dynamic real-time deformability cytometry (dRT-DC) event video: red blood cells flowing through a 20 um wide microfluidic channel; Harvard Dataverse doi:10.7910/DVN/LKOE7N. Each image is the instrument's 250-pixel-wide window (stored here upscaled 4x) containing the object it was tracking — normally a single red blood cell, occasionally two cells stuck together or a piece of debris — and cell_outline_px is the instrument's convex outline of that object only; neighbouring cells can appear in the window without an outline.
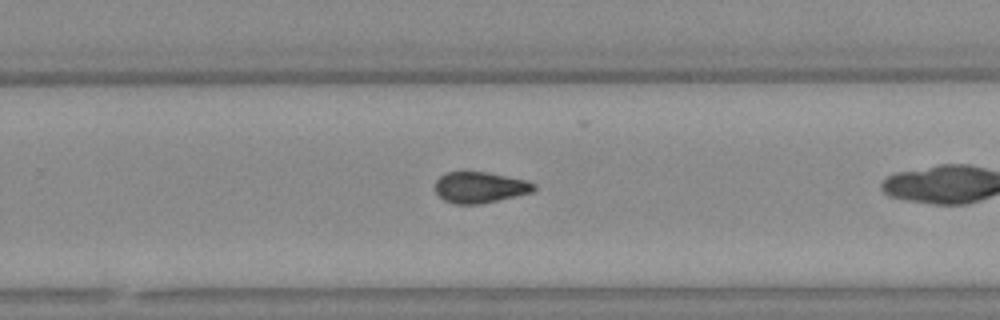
{"species": "Egyptian fruit bat (a non-hibernating species)", "species_latin": "Rousettus aegyptiacus", "temperature_condition": "warm", "stored_images_in_passage": 26, "camera_frame_rate_fps": 3000, "um_per_image_px": 0.085, "animal": {"sex": "female"}, "frame": {"image": 1, "passage_image": 19, "time_ms": 6.0, "image_size_px": [1000, 320], "cell_outline_px": [[536, 188], [532, 192], [516, 196], [480, 204], [452, 204], [444, 200], [436, 192], [436, 180], [444, 172], [460, 168], [488, 172], [528, 180], [536, 184]], "centroid_in_image_um": [40.76, 15.87], "position_along_channel_um": 289.0, "area_um2": 18.61}}